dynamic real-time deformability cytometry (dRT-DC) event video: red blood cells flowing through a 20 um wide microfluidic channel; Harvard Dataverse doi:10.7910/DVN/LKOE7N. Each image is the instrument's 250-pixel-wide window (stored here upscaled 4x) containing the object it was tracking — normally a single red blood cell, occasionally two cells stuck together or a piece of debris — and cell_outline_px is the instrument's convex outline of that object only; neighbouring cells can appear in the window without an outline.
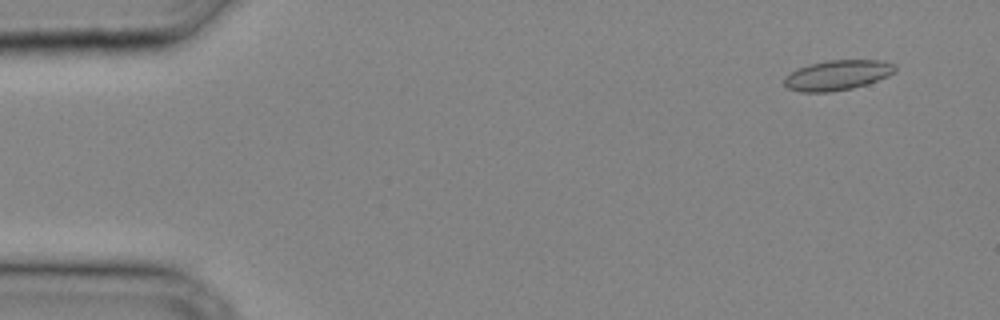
{"species": "common noctule bat (a hibernating species)", "species_latin": "Nyctalus noctula", "temperature_condition": "cold", "stored_images_in_passage": 31, "camera_frame_rate_fps": 3000, "um_per_image_px": 0.085, "animal": {"sex": "male", "body_mass_g": 20.4}, "frame": {"image": 1, "passage_image": 3, "time_ms": 0.667, "image_size_px": [1000, 320], "cell_outline_px": [[896, 72], [888, 76], [868, 84], [852, 88], [832, 92], [800, 92], [788, 88], [784, 84], [784, 76], [796, 68], [808, 64], [828, 60], [884, 60], [896, 64]], "centroid_in_image_um": [71.19, 6.38], "position_along_channel_um": 13.8, "area_um2": 19.77}}
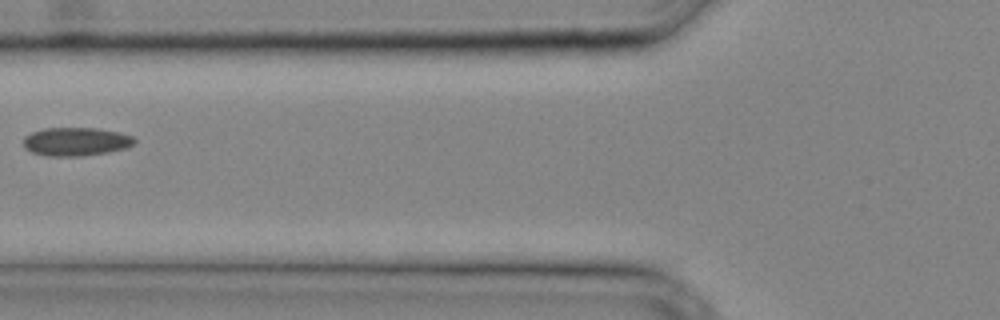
{"frame": {"image": 2, "passage_image": 14, "time_ms": 4.333, "image_size_px": [1000, 320], "cell_outline_px": [[136, 140], [132, 144], [124, 148], [108, 152], [80, 156], [44, 156], [32, 152], [24, 148], [24, 136], [32, 132], [44, 128], [96, 128], [120, 132], [132, 136]], "centroid_in_image_um": [6.42, 12.03], "position_along_channel_um": 119.4, "area_um2": 18.38}}
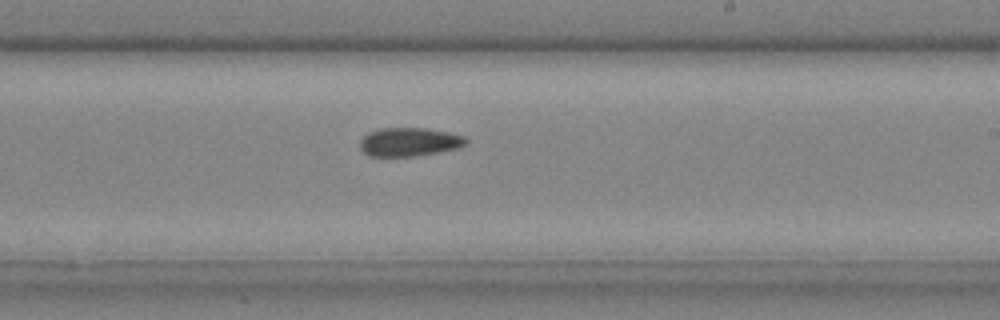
{"frame": {"image": 3, "passage_image": 21, "time_ms": 6.667, "image_size_px": [1000, 320], "cell_outline_px": [[468, 140], [460, 148], [440, 152], [412, 156], [368, 156], [360, 148], [360, 140], [368, 132], [380, 128], [424, 128], [448, 132], [464, 136]], "centroid_in_image_um": [34.78, 12.06], "position_along_channel_um": 254.2, "area_um2": 17.69}}